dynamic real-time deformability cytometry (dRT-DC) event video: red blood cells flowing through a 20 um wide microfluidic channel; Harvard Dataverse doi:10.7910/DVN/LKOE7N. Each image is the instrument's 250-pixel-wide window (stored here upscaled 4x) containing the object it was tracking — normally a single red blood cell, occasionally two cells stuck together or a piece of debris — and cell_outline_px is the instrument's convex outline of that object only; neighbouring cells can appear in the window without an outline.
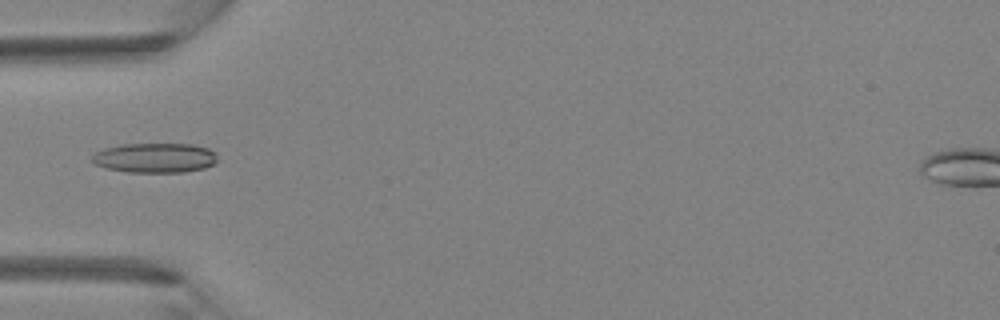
{"species": "Egyptian fruit bat (a non-hibernating species)", "species_latin": "Rousettus aegyptiacus", "temperature_condition": "room temperature", "stored_images_in_passage": 6, "camera_frame_rate_fps": 3000, "um_per_image_px": 0.085, "animal": {"sex": "female"}, "frame": {"image": 1, "passage_image": 5, "time_ms": 1.333, "image_size_px": [1000, 320], "cell_outline_px": [[216, 160], [212, 164], [204, 168], [184, 172], [128, 172], [108, 168], [96, 164], [92, 160], [92, 156], [96, 152], [104, 148], [120, 144], [192, 144], [208, 148], [216, 152]], "centroid_in_image_um": [13.18, 13.41], "position_along_channel_um": 71.8, "area_um2": 21.62}}
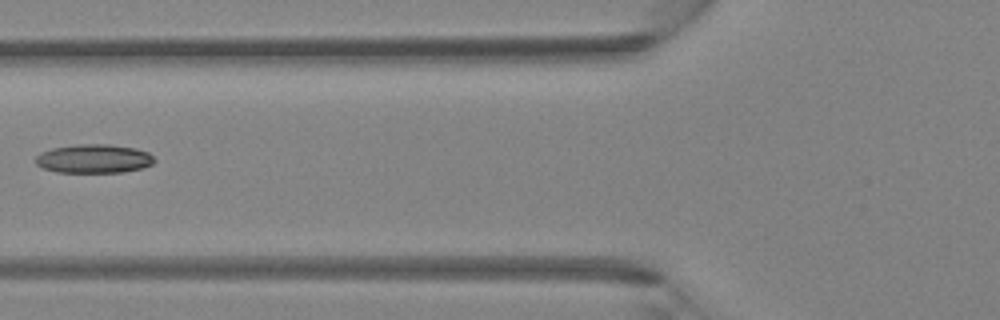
{"frame": {"image": 2, "passage_image": 6, "time_ms": 1.667, "image_size_px": [1000, 320], "cell_outline_px": [[156, 160], [152, 164], [140, 168], [124, 172], [56, 172], [44, 168], [36, 164], [36, 156], [40, 152], [52, 148], [76, 144], [108, 144], [136, 148], [148, 152]], "centroid_in_image_um": [7.97, 13.48], "position_along_channel_um": 117.8, "area_um2": 19.94}}